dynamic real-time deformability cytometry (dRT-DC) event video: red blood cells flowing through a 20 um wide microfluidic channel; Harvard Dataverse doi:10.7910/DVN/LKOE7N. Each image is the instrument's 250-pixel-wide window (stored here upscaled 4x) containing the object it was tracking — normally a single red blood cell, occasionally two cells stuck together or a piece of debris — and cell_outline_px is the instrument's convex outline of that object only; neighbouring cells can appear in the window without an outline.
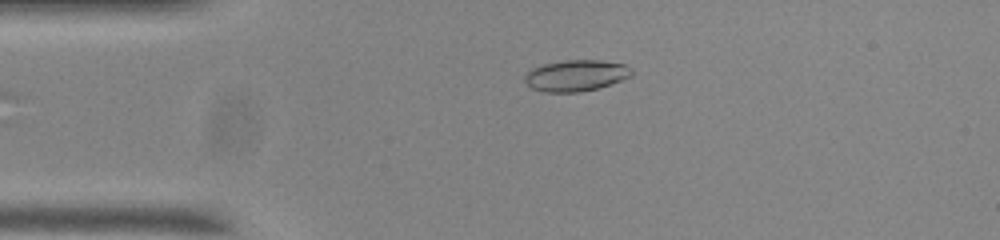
{"species": "common noctule bat (a hibernating species)", "species_latin": "Nyctalus noctula", "temperature_condition": "room temperature", "stored_images_in_passage": 35, "camera_frame_rate_fps": 3000, "um_per_image_px": 0.085, "animal": {"sex": "male", "body_mass_g": 20.0, "forearm_length_mm": 53.3}, "frame": {"image": 1, "passage_image": 1, "time_ms": 0.0, "image_size_px": [1000, 240], "cell_outline_px": [[632, 76], [596, 88], [580, 92], [544, 92], [532, 88], [524, 80], [524, 76], [532, 68], [544, 64], [564, 60], [600, 60], [624, 64], [632, 68]], "centroid_in_image_um": [48.95, 6.41], "position_along_channel_um": 36.1, "area_um2": 19.31}}
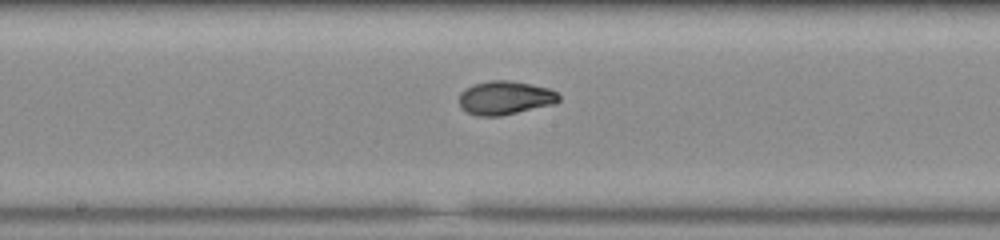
{"frame": {"image": 2, "passage_image": 17, "time_ms": 5.333, "image_size_px": [1000, 240], "cell_outline_px": [[560, 100], [556, 104], [500, 116], [476, 116], [460, 108], [460, 92], [464, 88], [472, 84], [488, 80], [508, 80], [532, 84], [548, 88], [556, 92], [560, 96]], "centroid_in_image_um": [42.92, 8.31], "position_along_channel_um": 205.3, "area_um2": 19.83}}
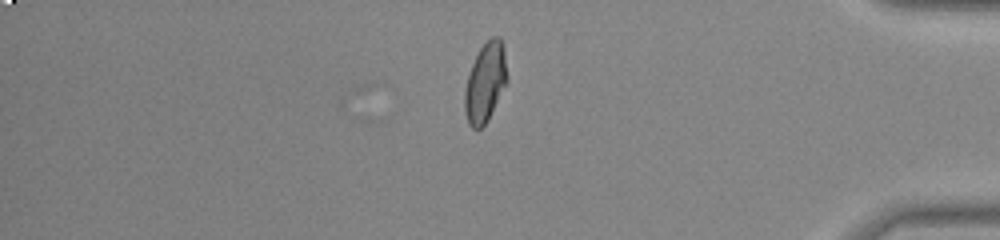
{"frame": {"image": 3, "passage_image": 35, "time_ms": 11.333, "image_size_px": [1000, 240], "cell_outline_px": [[508, 80], [488, 120], [480, 128], [472, 128], [468, 124], [464, 112], [464, 92], [468, 76], [472, 64], [480, 48], [492, 36], [500, 36], [504, 48], [508, 76]], "centroid_in_image_um": [41.26, 7.01], "position_along_channel_um": 393.9, "area_um2": 19.65}, "authors_computed_cell_mechanics": {"area_um2": 19.1896, "velocity_mm_per_s": 3.7164, "shape_relaxation_time_tau1_ms": 3.985, "shape_relaxation_time_tau2_ms": 1.7718, "deformation_change_tau1": 0.1554, "deformation_change_tau2": 0.0424}}